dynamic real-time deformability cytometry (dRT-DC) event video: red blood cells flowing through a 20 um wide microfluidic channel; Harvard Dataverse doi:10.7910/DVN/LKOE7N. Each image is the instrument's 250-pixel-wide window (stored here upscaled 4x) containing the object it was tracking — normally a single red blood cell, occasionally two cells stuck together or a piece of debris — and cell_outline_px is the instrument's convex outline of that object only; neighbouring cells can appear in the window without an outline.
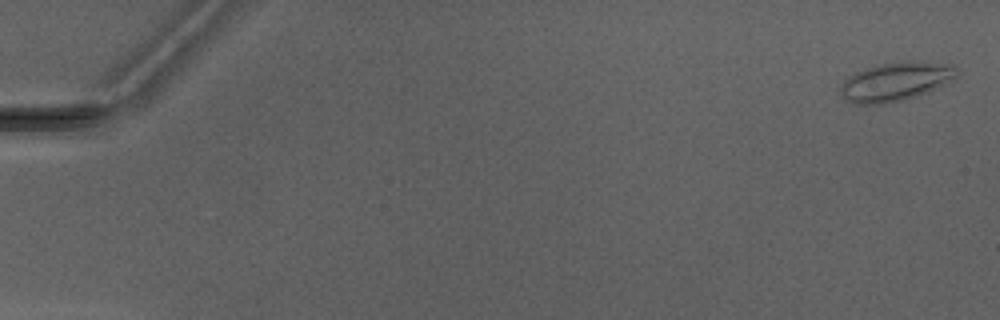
{"species": "Egyptian fruit bat (a non-hibernating species)", "species_latin": "Rousettus aegyptiacus", "temperature_condition": "warm", "stored_images_in_passage": 3, "camera_frame_rate_fps": 3000, "um_per_image_px": 0.085, "animal": {"sex": "male"}, "frame": {"image": 1, "passage_image": 3, "time_ms": 2.333, "image_size_px": [1000, 320], "cell_outline_px": [[960, 72], [956, 76], [944, 84], [928, 92], [916, 96], [884, 104], [852, 104], [840, 92], [840, 88], [844, 80], [848, 76], [856, 72], [880, 64], [904, 60], [916, 60], [952, 64]], "centroid_in_image_um": [76.16, 6.91], "position_along_channel_um": 8.8, "area_um2": 26.3}}